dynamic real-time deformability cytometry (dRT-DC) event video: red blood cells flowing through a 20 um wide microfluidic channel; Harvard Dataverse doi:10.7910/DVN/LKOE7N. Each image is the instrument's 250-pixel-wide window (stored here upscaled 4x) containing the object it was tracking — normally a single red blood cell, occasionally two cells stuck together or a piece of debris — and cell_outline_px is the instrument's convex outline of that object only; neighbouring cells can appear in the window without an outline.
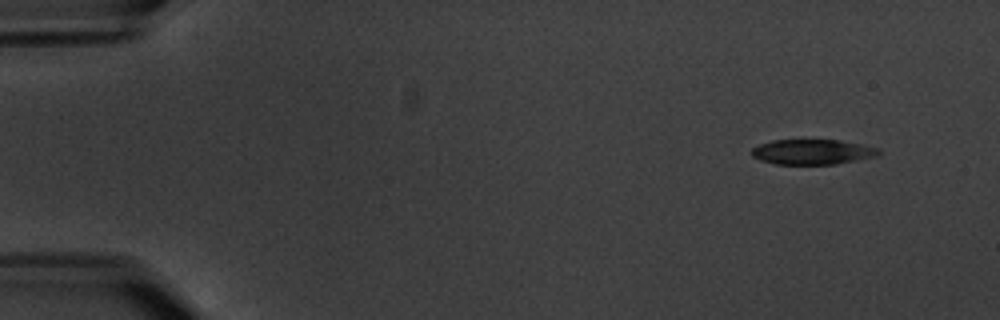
{"species": "common noctule bat (a hibernating species)", "species_latin": "Nyctalus noctula", "temperature_condition": "warm", "stored_images_in_passage": 6, "camera_frame_rate_fps": 3000, "um_per_image_px": 0.085, "animal": {"sex": "male", "body_mass_g": 20.1, "forearm_length_mm": 53.5}, "frame": {"image": 1, "passage_image": 2, "time_ms": 1.333, "image_size_px": [1000, 320], "cell_outline_px": [[880, 152], [876, 156], [836, 164], [776, 164], [760, 160], [752, 156], [752, 148], [760, 144], [772, 140], [840, 140], [880, 148]], "centroid_in_image_um": [69.05, 12.91], "position_along_channel_um": 16.0, "area_um2": 18.5}}
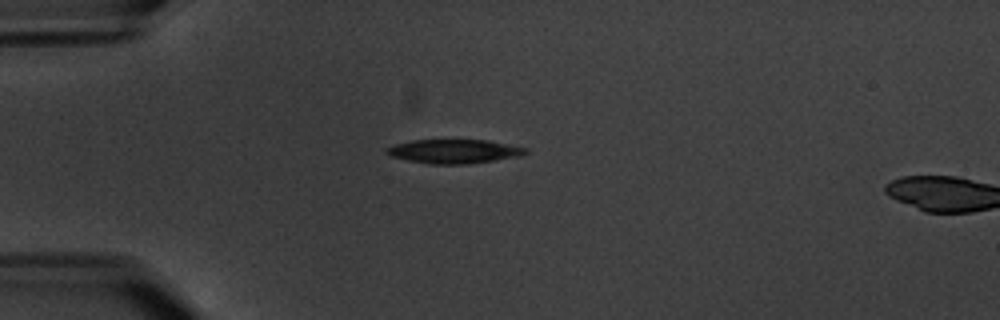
{"frame": {"image": 2, "passage_image": 5, "time_ms": 5.0, "image_size_px": [1000, 320], "cell_outline_px": [[528, 152], [520, 156], [468, 164], [428, 164], [408, 160], [392, 156], [384, 152], [384, 148], [396, 144], [412, 140], [488, 140], [528, 148]], "centroid_in_image_um": [38.59, 12.86], "position_along_channel_um": 46.4, "area_um2": 19.42}}